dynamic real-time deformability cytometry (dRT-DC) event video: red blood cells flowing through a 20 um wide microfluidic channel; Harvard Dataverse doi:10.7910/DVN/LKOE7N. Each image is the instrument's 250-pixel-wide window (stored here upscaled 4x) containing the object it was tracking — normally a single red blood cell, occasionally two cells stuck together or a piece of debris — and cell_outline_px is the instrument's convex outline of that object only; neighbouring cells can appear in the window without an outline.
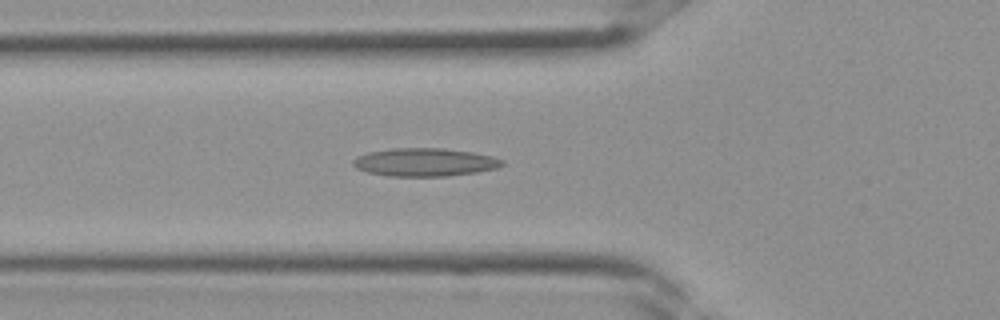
{"species": "Egyptian fruit bat (a non-hibernating species)", "species_latin": "Rousettus aegyptiacus", "temperature_condition": "room temperature", "stored_images_in_passage": 28, "camera_frame_rate_fps": 3000, "um_per_image_px": 0.085, "frame": {"image": 1, "passage_image": 6, "time_ms": 1.667, "image_size_px": [1000, 320], "cell_outline_px": [[504, 164], [496, 168], [476, 172], [448, 176], [388, 176], [368, 172], [356, 168], [352, 164], [352, 160], [356, 156], [368, 152], [392, 148], [444, 148], [472, 152], [492, 156], [504, 160]], "centroid_in_image_um": [36.08, 13.78], "position_along_channel_um": 89.7, "area_um2": 24.51}}
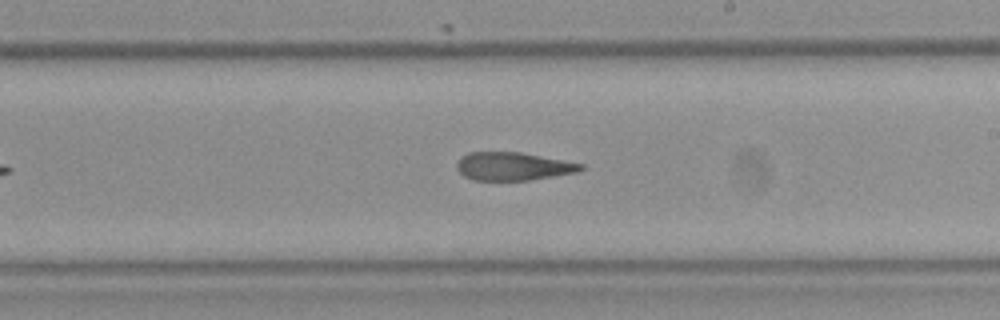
{"frame": {"image": 2, "passage_image": 14, "time_ms": 4.333, "image_size_px": [1000, 320], "cell_outline_px": [[584, 168], [580, 172], [528, 180], [472, 180], [464, 176], [456, 168], [456, 164], [460, 156], [468, 152], [520, 152], [584, 164]], "centroid_in_image_um": [43.6, 14.13], "position_along_channel_um": 245.4, "area_um2": 20.4}}
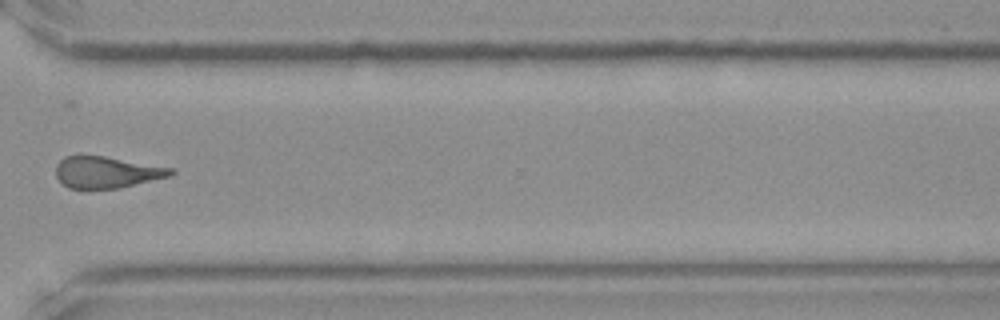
{"frame": {"image": 3, "passage_image": 20, "time_ms": 6.333, "image_size_px": [1000, 320], "cell_outline_px": [[176, 172], [172, 176], [120, 188], [68, 188], [60, 184], [56, 176], [56, 164], [64, 156], [104, 156], [176, 168]], "centroid_in_image_um": [9.1, 14.64], "position_along_channel_um": 361.5, "area_um2": 21.39}}